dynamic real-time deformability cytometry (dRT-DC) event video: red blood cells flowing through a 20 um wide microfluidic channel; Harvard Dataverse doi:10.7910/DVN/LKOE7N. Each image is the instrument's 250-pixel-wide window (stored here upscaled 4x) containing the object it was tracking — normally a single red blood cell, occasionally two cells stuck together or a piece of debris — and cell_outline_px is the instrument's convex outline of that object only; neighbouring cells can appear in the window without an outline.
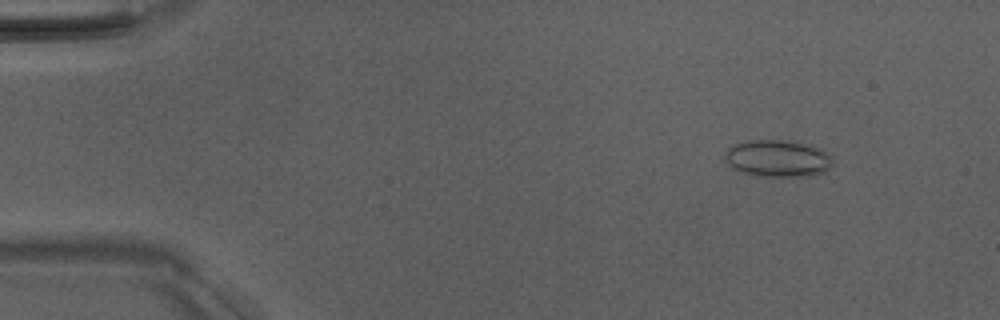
{"species": "Egyptian fruit bat (a non-hibernating species)", "species_latin": "Rousettus aegyptiacus", "temperature_condition": "room temperature", "stored_images_in_passage": 5, "camera_frame_rate_fps": 3000, "um_per_image_px": 0.085, "animal": {"sex": "male"}, "frame": {"image": 1, "passage_image": 2, "time_ms": 1.0, "image_size_px": [1000, 320], "cell_outline_px": [[832, 164], [824, 172], [812, 176], [760, 176], [744, 172], [732, 168], [728, 164], [724, 156], [728, 148], [736, 144], [748, 140], [780, 140], [820, 148], [832, 156]], "centroid_in_image_um": [66.1, 13.48], "position_along_channel_um": 18.9, "area_um2": 22.89}}